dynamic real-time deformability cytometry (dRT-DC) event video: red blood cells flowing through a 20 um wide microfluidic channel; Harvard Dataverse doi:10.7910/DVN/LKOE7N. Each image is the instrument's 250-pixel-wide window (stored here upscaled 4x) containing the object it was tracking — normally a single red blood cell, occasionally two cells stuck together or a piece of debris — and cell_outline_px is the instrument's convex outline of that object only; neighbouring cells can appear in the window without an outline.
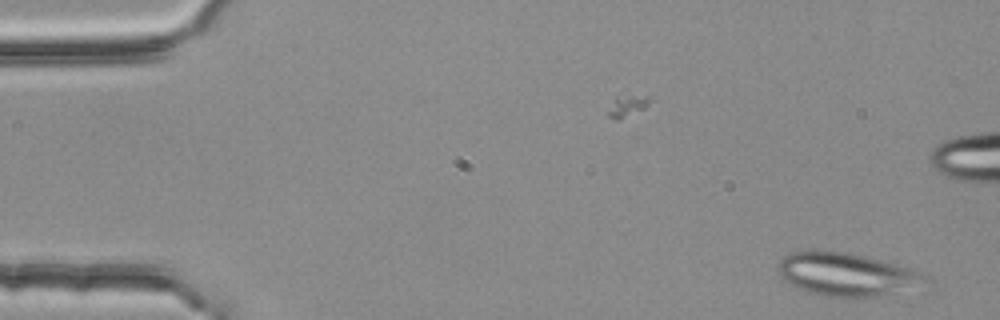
{"species": "common noctule bat (a hibernating species)", "species_latin": "Nyctalus noctula", "temperature_condition": "room temperature", "stored_images_in_passage": 2, "camera_frame_rate_fps": 3000, "um_per_image_px": 0.085, "animal": {"sex": "female", "body_mass_g": 25.1}, "frame": {"image": 1, "passage_image": 2, "time_ms": 0.333, "image_size_px": [1000, 320], "cell_outline_px": [[928, 276], [880, 296], [856, 300], [824, 296], [804, 292], [788, 284], [780, 276], [776, 268], [776, 264], [784, 256], [792, 252], [848, 252], [868, 256], [896, 264], [908, 268]], "centroid_in_image_um": [71.73, 23.34], "position_along_channel_um": 13.3, "area_um2": 36.24}}